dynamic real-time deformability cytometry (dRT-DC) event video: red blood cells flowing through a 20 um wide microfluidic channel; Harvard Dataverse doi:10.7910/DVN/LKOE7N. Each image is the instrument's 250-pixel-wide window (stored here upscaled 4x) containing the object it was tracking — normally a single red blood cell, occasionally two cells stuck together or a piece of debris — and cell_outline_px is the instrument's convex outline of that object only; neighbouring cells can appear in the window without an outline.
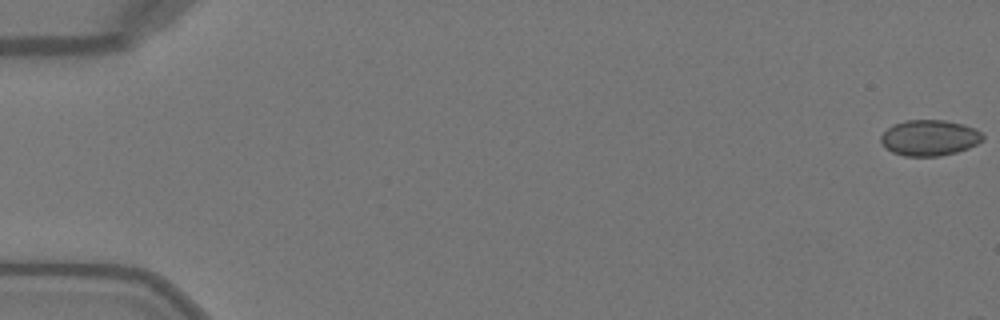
{"species": "Egyptian fruit bat (a non-hibernating species)", "species_latin": "Rousettus aegyptiacus", "temperature_condition": "warm", "stored_images_in_passage": 10, "camera_frame_rate_fps": 3000, "um_per_image_px": 0.085, "animal": {"sex": "female"}, "frame": {"image": 1, "passage_image": 1, "time_ms": 0.0, "image_size_px": [1000, 320], "cell_outline_px": [[984, 140], [968, 148], [956, 152], [940, 156], [904, 156], [892, 152], [884, 148], [880, 140], [880, 136], [892, 124], [904, 120], [944, 120], [964, 124], [976, 128], [984, 136]], "centroid_in_image_um": [78.99, 11.71], "position_along_channel_um": 6.0, "area_um2": 21.5}}